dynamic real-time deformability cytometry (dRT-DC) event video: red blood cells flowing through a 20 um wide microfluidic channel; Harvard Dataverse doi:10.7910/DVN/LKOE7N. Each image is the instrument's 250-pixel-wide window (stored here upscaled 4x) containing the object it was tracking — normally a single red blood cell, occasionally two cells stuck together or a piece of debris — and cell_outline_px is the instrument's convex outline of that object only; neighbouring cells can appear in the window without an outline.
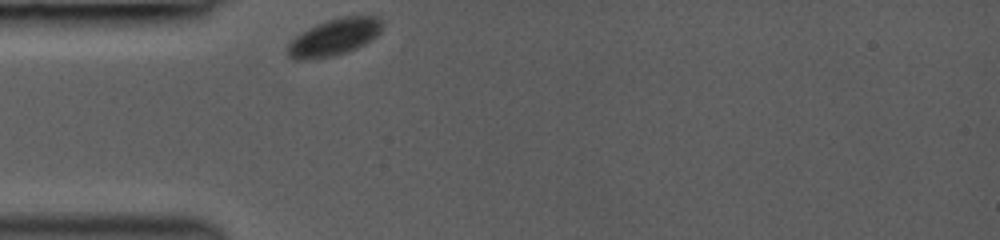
{"species": "common noctule bat (a hibernating species)", "species_latin": "Nyctalus noctula", "temperature_condition": "room temperature", "stored_images_in_passage": 28, "camera_frame_rate_fps": 3000, "um_per_image_px": 0.085, "animal": {"sex": "female", "body_mass_g": 19.0, "forearm_length_mm": 53.3}, "frame": {"image": 1, "passage_image": 1, "time_ms": 0.0, "image_size_px": [1000, 240], "cell_outline_px": [[384, 24], [380, 32], [376, 36], [364, 44], [356, 48], [332, 56], [304, 60], [296, 60], [288, 56], [288, 44], [300, 32], [308, 28], [328, 20], [344, 16], [376, 16]], "centroid_in_image_um": [28.4, 3.15], "position_along_channel_um": 56.6, "area_um2": 20.06}}
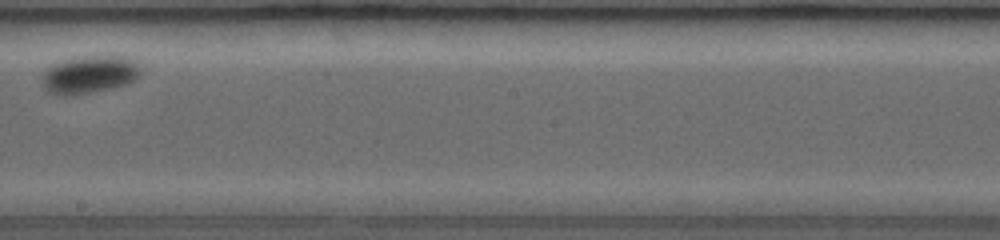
{"frame": {"image": 2, "passage_image": 15, "time_ms": 5.333, "image_size_px": [1000, 240], "cell_outline_px": [[140, 76], [136, 80], [112, 88], [92, 92], [68, 96], [60, 96], [48, 92], [44, 88], [44, 72], [52, 64], [76, 56], [128, 56], [140, 60]], "centroid_in_image_um": [7.67, 6.32], "position_along_channel_um": 240.5, "area_um2": 22.02}}
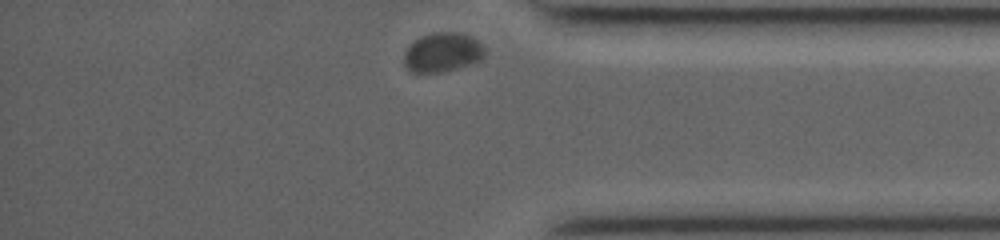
{"frame": {"image": 3, "passage_image": 28, "time_ms": 9.667, "image_size_px": [1000, 240], "cell_outline_px": [[484, 56], [480, 60], [472, 64], [440, 72], [412, 72], [404, 64], [404, 52], [420, 36], [432, 32], [456, 32], [468, 36], [476, 40], [484, 48]], "centroid_in_image_um": [37.6, 4.45], "position_along_channel_um": 397.6, "area_um2": 18.21}, "authors_computed_cell_mechanics": {"area_um2": 20.3745, "velocity_mm_per_s": 3.5954, "shape_relaxation_time_tau1_ms": 2.4175, "shape_relaxation_time_tau2_ms": null, "deformation_change_tau1": 0.0573, "deformation_change_tau2": null}}